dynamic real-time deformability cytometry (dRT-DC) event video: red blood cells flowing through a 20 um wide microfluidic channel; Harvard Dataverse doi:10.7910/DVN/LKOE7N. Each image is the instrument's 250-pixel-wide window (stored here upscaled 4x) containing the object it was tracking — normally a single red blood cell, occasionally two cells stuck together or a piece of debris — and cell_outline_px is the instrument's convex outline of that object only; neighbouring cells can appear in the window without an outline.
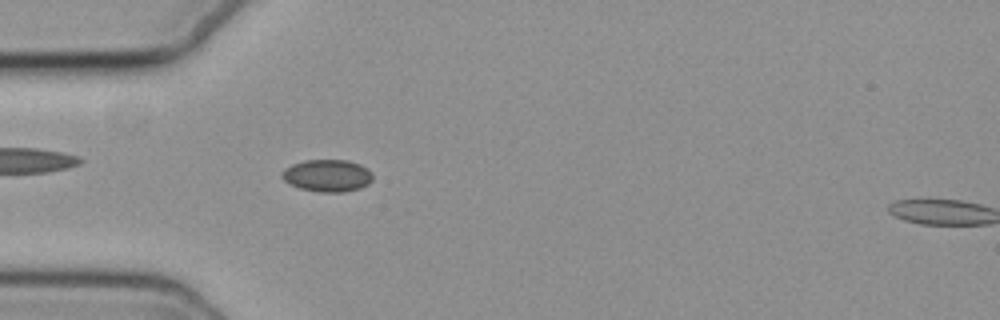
{"species": "common noctule bat (a hibernating species)", "species_latin": "Nyctalus noctula", "temperature_condition": "cold", "stored_images_in_passage": 45, "camera_frame_rate_fps": 3000, "um_per_image_px": 0.085, "animal": {"sex": "female", "body_mass_g": 19.3, "forearm_length_mm": 54.1}, "frame": {"image": 1, "passage_image": 6, "time_ms": 1.667, "image_size_px": [1000, 320], "cell_outline_px": [[372, 180], [368, 184], [360, 188], [340, 192], [320, 192], [300, 188], [284, 180], [280, 176], [280, 172], [284, 168], [292, 164], [304, 160], [348, 160], [360, 164], [368, 168], [372, 172]], "centroid_in_image_um": [27.82, 14.91], "position_along_channel_um": 57.2, "area_um2": 17.11}}
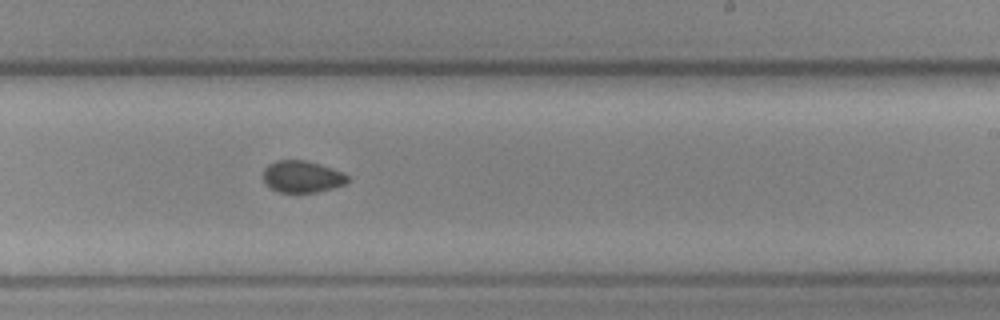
{"frame": {"image": 2, "passage_image": 23, "time_ms": 7.333, "image_size_px": [1000, 320], "cell_outline_px": [[348, 184], [316, 192], [280, 192], [264, 184], [264, 168], [268, 164], [276, 160], [304, 160], [320, 164], [332, 168], [348, 176]], "centroid_in_image_um": [25.67, 15.01], "position_along_channel_um": 263.3, "area_um2": 15.61}}
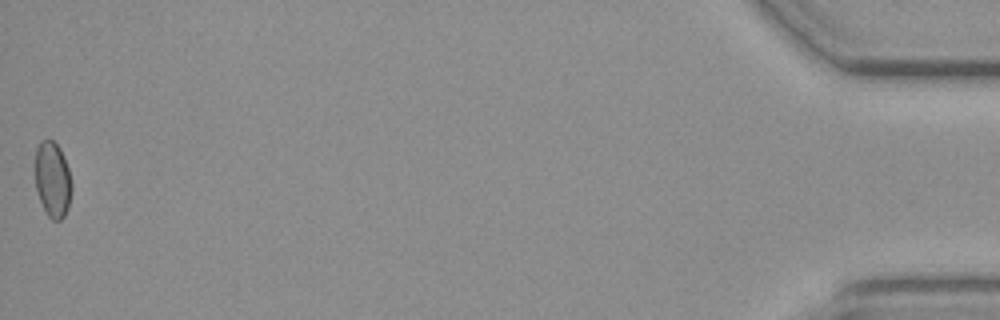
{"frame": {"image": 3, "passage_image": 45, "time_ms": 14.667, "image_size_px": [1000, 320], "cell_outline_px": [[72, 188], [68, 208], [64, 216], [60, 220], [52, 220], [48, 216], [40, 200], [36, 188], [36, 148], [40, 140], [52, 140], [60, 148], [64, 156], [68, 168], [72, 184]], "centroid_in_image_um": [4.48, 15.26], "position_along_channel_um": 430.7, "area_um2": 16.01}}